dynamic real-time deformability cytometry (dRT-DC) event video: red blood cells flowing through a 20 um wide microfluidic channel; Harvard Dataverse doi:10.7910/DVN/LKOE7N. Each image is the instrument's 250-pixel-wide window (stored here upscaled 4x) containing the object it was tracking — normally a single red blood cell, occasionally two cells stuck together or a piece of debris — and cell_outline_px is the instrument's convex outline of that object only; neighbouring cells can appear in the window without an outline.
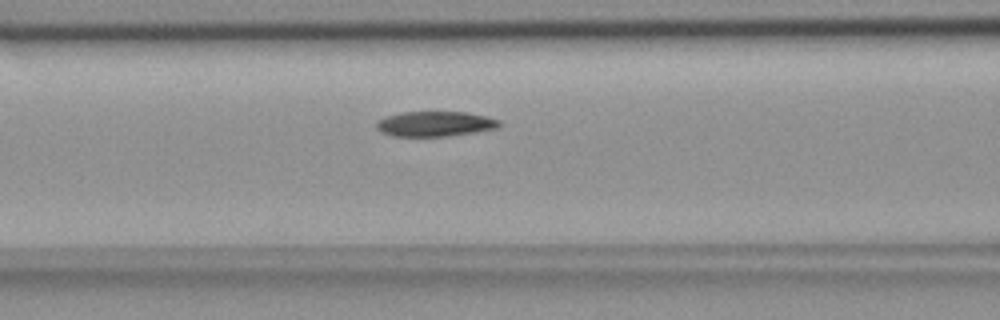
{"species": "common noctule bat (a hibernating species)", "species_latin": "Nyctalus noctula", "temperature_condition": "room temperature", "stored_images_in_passage": 51, "camera_frame_rate_fps": 3000, "um_per_image_px": 0.085, "animal": {"sex": "female", "body_mass_g": 18.4}, "frame": {"image": 1, "passage_image": 19, "time_ms": 6.0, "image_size_px": [1000, 320], "cell_outline_px": [[500, 128], [476, 132], [448, 136], [392, 136], [380, 132], [376, 128], [376, 120], [384, 116], [400, 112], [464, 112], [484, 116], [500, 120]], "centroid_in_image_um": [36.93, 10.53], "position_along_channel_um": 129.7, "area_um2": 18.15}}
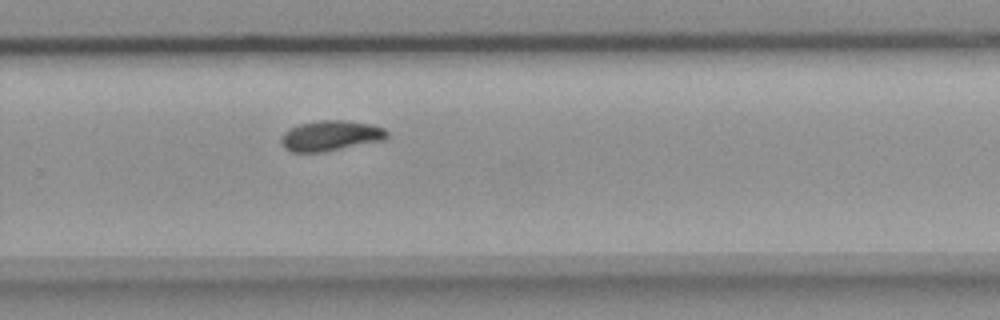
{"frame": {"image": 2, "passage_image": 33, "time_ms": 10.667, "image_size_px": [1000, 320], "cell_outline_px": [[388, 136], [384, 140], [324, 152], [292, 152], [284, 148], [280, 144], [280, 140], [284, 132], [288, 128], [300, 124], [316, 120], [344, 120], [372, 124], [384, 128], [388, 132]], "centroid_in_image_um": [28.08, 11.53], "position_along_channel_um": 301.7, "area_um2": 18.96}}
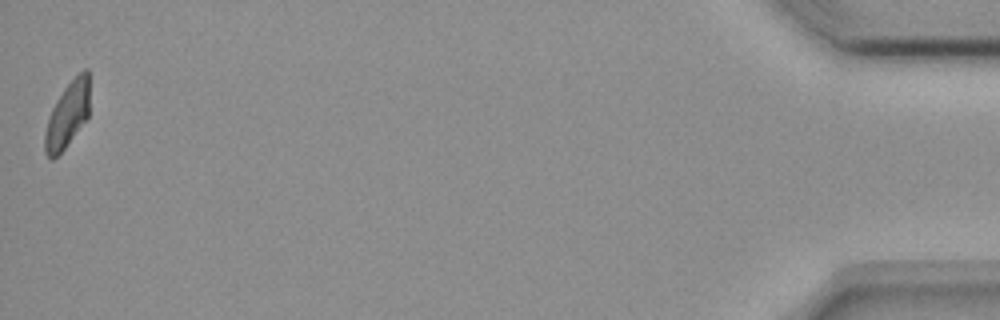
{"frame": {"image": 3, "passage_image": 51, "time_ms": 16.667, "image_size_px": [1000, 320], "cell_outline_px": [[88, 116], [64, 148], [52, 160], [44, 152], [44, 132], [52, 108], [56, 100], [64, 88], [84, 68], [88, 68]], "centroid_in_image_um": [5.7, 9.76], "position_along_channel_um": 429.5, "area_um2": 16.65}, "authors_computed_cell_mechanics": {"area_um2": 18.207, "velocity_mm_per_s": 3.7008, "shape_relaxation_time_tau1_ms": 6.4274, "shape_relaxation_time_tau2_ms": 5.2602, "deformation_change_tau1": 0.1698, "deformation_change_tau2": 0.0842}}